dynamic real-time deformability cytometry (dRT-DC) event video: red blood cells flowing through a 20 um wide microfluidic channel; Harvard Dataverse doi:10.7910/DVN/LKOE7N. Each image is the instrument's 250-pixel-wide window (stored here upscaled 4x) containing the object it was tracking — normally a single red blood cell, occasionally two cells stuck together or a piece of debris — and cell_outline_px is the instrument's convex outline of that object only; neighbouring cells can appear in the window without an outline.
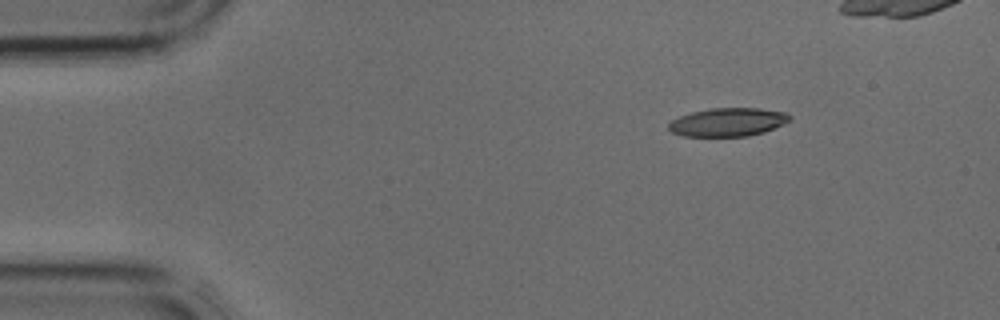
{"species": "common noctule bat (a hibernating species)", "species_latin": "Nyctalus noctula", "temperature_condition": "cold", "stored_images_in_passage": 4, "camera_frame_rate_fps": 3000, "um_per_image_px": 0.085, "animal": {"sex": "male", "body_mass_g": 17.9, "forearm_length_mm": 54.2}, "frame": {"image": 1, "passage_image": 1, "time_ms": 0.0, "image_size_px": [1000, 320], "cell_outline_px": [[792, 120], [784, 124], [764, 132], [748, 136], [684, 136], [672, 132], [668, 128], [668, 124], [672, 120], [680, 116], [692, 112], [712, 108], [760, 108], [788, 112], [792, 116]], "centroid_in_image_um": [61.93, 10.37], "position_along_channel_um": 23.1, "area_um2": 20.17}}